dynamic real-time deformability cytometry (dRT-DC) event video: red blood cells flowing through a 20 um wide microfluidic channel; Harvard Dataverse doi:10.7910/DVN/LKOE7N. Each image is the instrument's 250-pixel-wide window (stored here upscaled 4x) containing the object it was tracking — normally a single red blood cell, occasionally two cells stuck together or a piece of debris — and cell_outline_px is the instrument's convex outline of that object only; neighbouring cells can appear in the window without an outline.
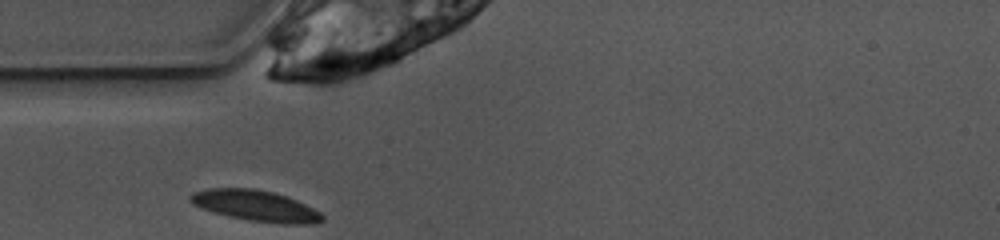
{"species": "common noctule bat (a hibernating species)", "species_latin": "Nyctalus noctula", "temperature_condition": "warm", "stored_images_in_passage": 24, "camera_frame_rate_fps": 3000, "um_per_image_px": 0.085, "animal": {"sex": "female", "body_mass_g": 10.0, "forearm_length_mm": 53.1}, "frame": {"image": 1, "passage_image": 1, "time_ms": 0.0, "image_size_px": [1000, 240], "cell_outline_px": [[324, 220], [316, 224], [284, 224], [252, 220], [228, 216], [200, 208], [192, 204], [188, 200], [188, 196], [192, 192], [208, 188], [256, 188], [272, 192], [296, 200], [320, 212], [324, 216]], "centroid_in_image_um": [21.7, 17.48], "position_along_channel_um": 63.3, "area_um2": 23.76}}
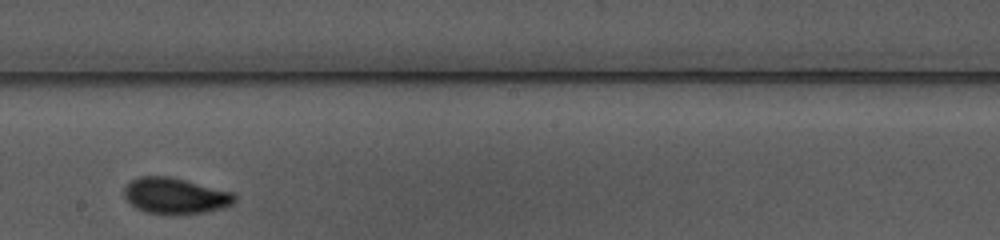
{"frame": {"image": 2, "passage_image": 14, "time_ms": 4.333, "image_size_px": [1000, 240], "cell_outline_px": [[236, 200], [232, 204], [220, 208], [204, 212], [176, 216], [168, 216], [144, 212], [136, 208], [124, 196], [124, 188], [132, 180], [140, 176], [168, 176], [232, 192], [236, 196]], "centroid_in_image_um": [14.87, 16.68], "position_along_channel_um": 233.3, "area_um2": 23.29}}
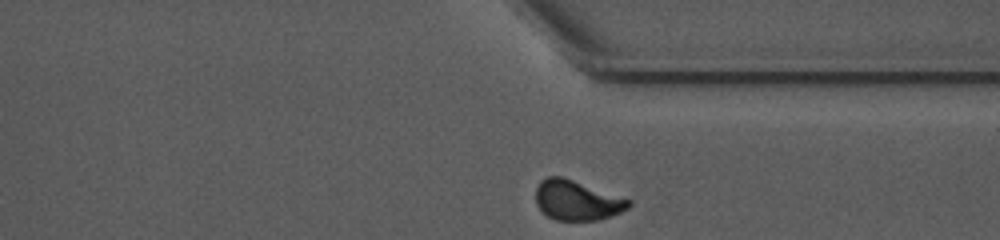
{"frame": {"image": 3, "passage_image": 24, "time_ms": 7.667, "image_size_px": [1000, 240], "cell_outline_px": [[632, 204], [628, 208], [612, 216], [596, 220], [556, 220], [548, 216], [536, 204], [536, 188], [540, 180], [548, 176], [564, 176], [632, 200]], "centroid_in_image_um": [49.05, 17.01], "position_along_channel_um": 362.4, "area_um2": 21.73}, "authors_computed_cell_mechanics": {"area_um2": 22.1952, "velocity_mm_per_s": 3.8896, "shape_relaxation_time_tau1_ms": 2.9572, "shape_relaxation_time_tau2_ms": 0.8705, "deformation_change_tau1": 0.1381, "deformation_change_tau2": 0.0436}}